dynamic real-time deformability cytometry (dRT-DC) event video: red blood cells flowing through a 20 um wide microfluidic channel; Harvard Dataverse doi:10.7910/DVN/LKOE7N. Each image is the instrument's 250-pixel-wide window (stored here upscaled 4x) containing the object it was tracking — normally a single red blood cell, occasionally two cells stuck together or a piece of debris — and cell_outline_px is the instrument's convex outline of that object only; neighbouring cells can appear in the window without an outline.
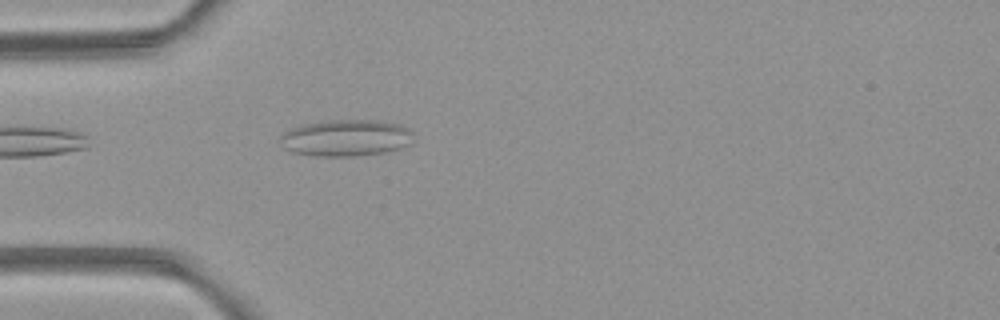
{"species": "common noctule bat (a hibernating species)", "species_latin": "Nyctalus noctula", "temperature_condition": "room temperature", "stored_images_in_passage": 4, "camera_frame_rate_fps": 3000, "um_per_image_px": 0.085, "animal": {"sex": "female", "body_mass_g": 21.9}, "frame": {"image": 1, "passage_image": 4, "time_ms": 3.333, "image_size_px": [1000, 320], "cell_outline_px": [[412, 132], [408, 144], [400, 148], [384, 152], [352, 156], [316, 156], [292, 152], [284, 148], [280, 136], [284, 132], [292, 128], [304, 124], [328, 120], [376, 120], [400, 124], [408, 128]], "centroid_in_image_um": [29.39, 11.71], "position_along_channel_um": 55.6, "area_um2": 28.15}}